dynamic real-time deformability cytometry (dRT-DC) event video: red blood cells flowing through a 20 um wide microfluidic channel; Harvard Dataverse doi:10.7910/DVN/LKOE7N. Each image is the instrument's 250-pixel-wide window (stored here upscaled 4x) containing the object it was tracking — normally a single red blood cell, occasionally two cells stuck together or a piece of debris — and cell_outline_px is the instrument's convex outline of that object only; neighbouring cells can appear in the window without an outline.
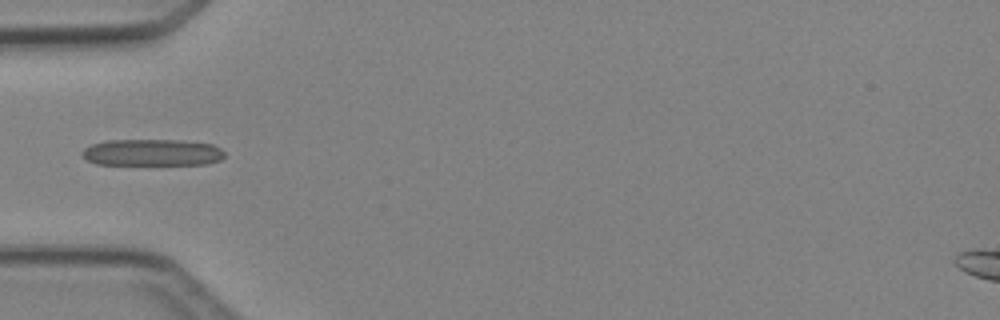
{"species": "Egyptian fruit bat (a non-hibernating species)", "species_latin": "Rousettus aegyptiacus", "temperature_condition": "cold", "stored_images_in_passage": 6, "camera_frame_rate_fps": 3000, "um_per_image_px": 0.085, "animal": {"sex": "female"}, "frame": {"image": 1, "passage_image": 4, "time_ms": 3.667, "image_size_px": [1000, 320], "cell_outline_px": [[224, 156], [220, 160], [208, 164], [96, 164], [88, 160], [80, 152], [84, 148], [92, 144], [108, 140], [180, 140], [212, 144], [220, 148], [224, 152]], "centroid_in_image_um": [12.94, 12.96], "position_along_channel_um": 72.1, "area_um2": 22.08}}
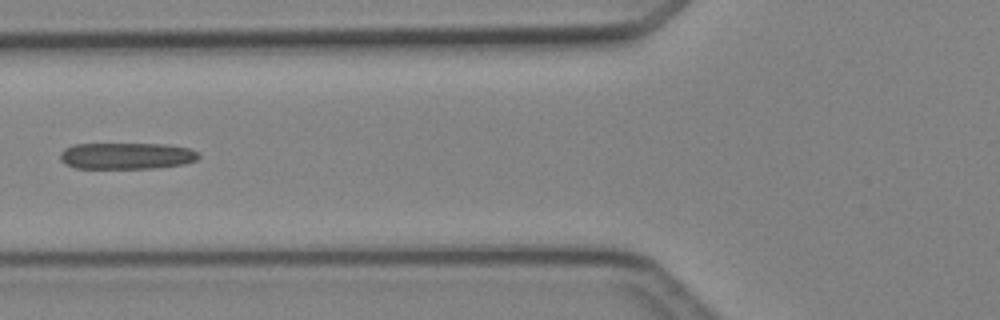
{"frame": {"image": 2, "passage_image": 5, "time_ms": 4.667, "image_size_px": [1000, 320], "cell_outline_px": [[200, 156], [196, 160], [184, 164], [152, 168], [76, 168], [64, 164], [60, 160], [60, 152], [64, 148], [76, 144], [164, 144], [188, 148], [200, 152]], "centroid_in_image_um": [10.74, 13.25], "position_along_channel_um": 115.1, "area_um2": 21.44}}
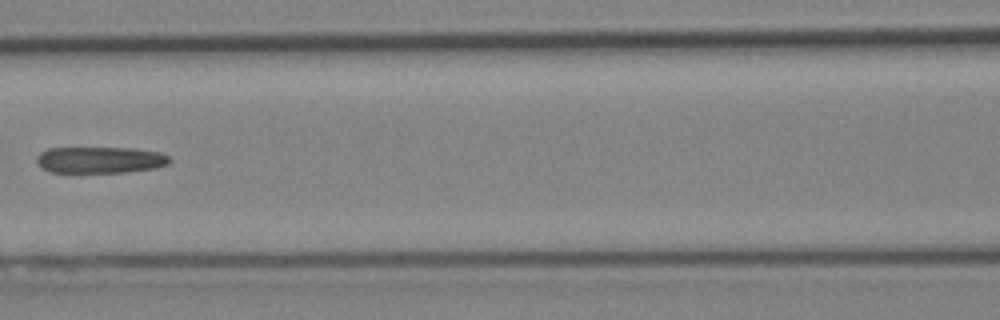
{"frame": {"image": 3, "passage_image": 6, "time_ms": 5.667, "image_size_px": [1000, 320], "cell_outline_px": [[172, 160], [168, 164], [156, 168], [128, 172], [48, 172], [40, 168], [36, 164], [36, 156], [40, 152], [48, 148], [132, 148], [160, 152], [172, 156]], "centroid_in_image_um": [8.51, 13.59], "position_along_channel_um": 158.1, "area_um2": 20.87}}